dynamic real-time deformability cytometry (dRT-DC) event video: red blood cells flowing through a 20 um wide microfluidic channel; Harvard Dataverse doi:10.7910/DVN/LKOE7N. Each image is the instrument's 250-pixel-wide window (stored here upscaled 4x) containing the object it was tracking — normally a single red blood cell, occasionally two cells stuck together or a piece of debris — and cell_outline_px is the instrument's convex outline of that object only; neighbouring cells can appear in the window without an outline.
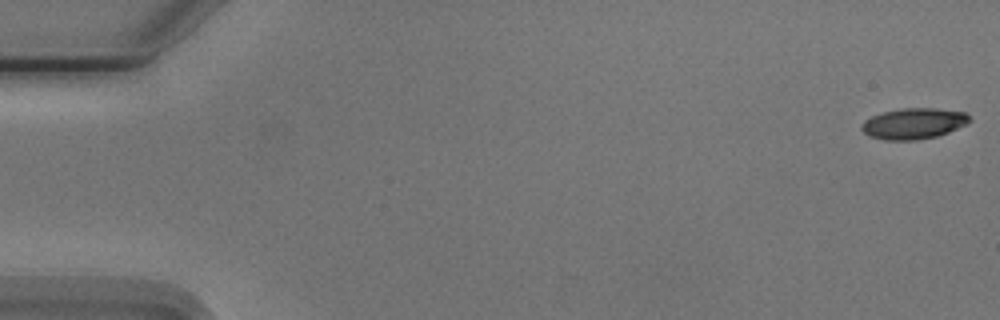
{"species": "Egyptian fruit bat (a non-hibernating species)", "species_latin": "Rousettus aegyptiacus", "temperature_condition": "cold", "stored_images_in_passage": 55, "camera_frame_rate_fps": 3000, "um_per_image_px": 0.085, "animal": {"sex": "male"}, "frame": {"image": 1, "passage_image": 1, "time_ms": 0.0, "image_size_px": [1000, 320], "cell_outline_px": [[972, 120], [948, 132], [936, 136], [916, 140], [884, 140], [868, 136], [860, 128], [860, 124], [864, 120], [872, 116], [884, 112], [900, 108], [936, 108], [964, 112]], "centroid_in_image_um": [77.6, 10.5], "position_along_channel_um": 7.4, "area_um2": 19.36}}
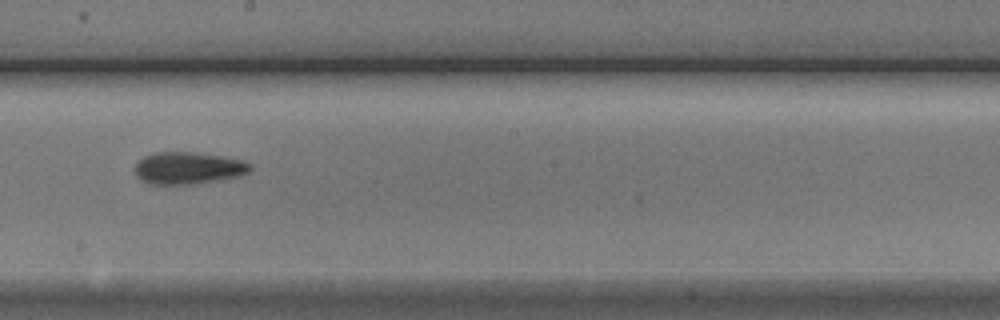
{"frame": {"image": 2, "passage_image": 31, "time_ms": 10.0, "image_size_px": [1000, 320], "cell_outline_px": [[252, 168], [248, 172], [240, 176], [192, 184], [148, 184], [140, 180], [136, 176], [136, 164], [144, 156], [156, 152], [196, 152], [224, 156], [244, 160], [252, 164]], "centroid_in_image_um": [16.02, 14.28], "position_along_channel_um": 232.2, "area_um2": 21.68}}
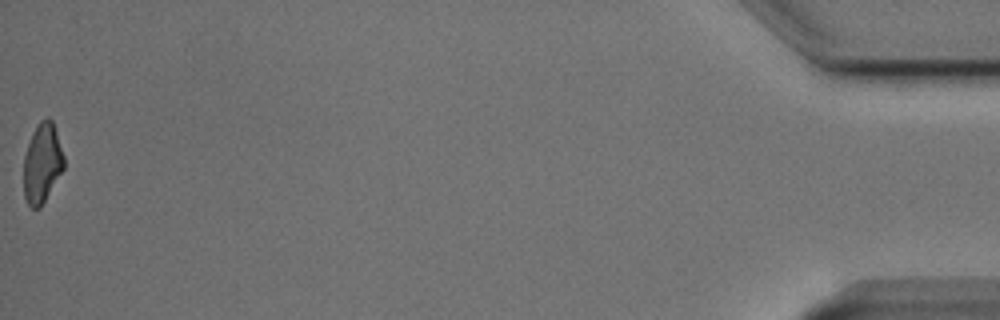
{"frame": {"image": 3, "passage_image": 55, "time_ms": 18.0, "image_size_px": [1000, 320], "cell_outline_px": [[64, 168], [40, 208], [32, 208], [28, 204], [24, 196], [24, 156], [32, 132], [36, 124], [40, 120], [48, 116], [52, 120], [64, 156]], "centroid_in_image_um": [3.58, 13.84], "position_along_channel_um": 431.6, "area_um2": 18.61}, "authors_computed_cell_mechanics": {"area_um2": 20.4034, "velocity_mm_per_s": 3.7492, "shape_relaxation_time_tau1_ms": 2.5362, "shape_relaxation_time_tau2_ms": 3.6012, "deformation_change_tau1": 0.1278, "deformation_change_tau2": 0.125}}